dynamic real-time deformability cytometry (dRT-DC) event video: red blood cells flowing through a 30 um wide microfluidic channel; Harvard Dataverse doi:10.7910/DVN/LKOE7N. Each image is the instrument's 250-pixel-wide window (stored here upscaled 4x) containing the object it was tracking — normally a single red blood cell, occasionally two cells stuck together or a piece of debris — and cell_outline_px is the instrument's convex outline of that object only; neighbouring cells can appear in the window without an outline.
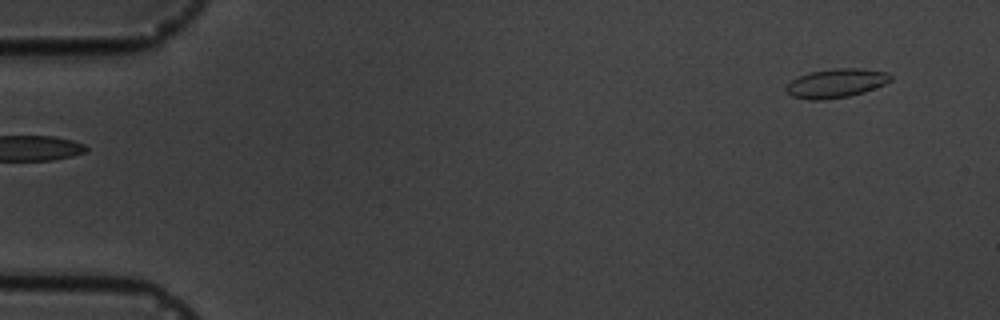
{"species": "common noctule bat (a hibernating species)", "species_latin": "Nyctalus noctula", "temperature_condition": "cold", "stored_images_in_passage": 2, "camera_frame_rate_fps": 3000, "um_per_image_px": 0.085, "animal": {"sex": "male", "body_mass_g": 19.5, "forearm_length_mm": 54.6}, "frame": {"image": 1, "passage_image": 2, "time_ms": 1.333, "image_size_px": [1000, 320], "cell_outline_px": [[892, 80], [884, 84], [864, 92], [848, 96], [824, 100], [808, 100], [792, 96], [784, 88], [792, 80], [800, 76], [812, 72], [832, 68], [860, 68], [888, 72], [892, 76]], "centroid_in_image_um": [71.09, 7.07], "position_along_channel_um": 13.9, "area_um2": 17.57}}